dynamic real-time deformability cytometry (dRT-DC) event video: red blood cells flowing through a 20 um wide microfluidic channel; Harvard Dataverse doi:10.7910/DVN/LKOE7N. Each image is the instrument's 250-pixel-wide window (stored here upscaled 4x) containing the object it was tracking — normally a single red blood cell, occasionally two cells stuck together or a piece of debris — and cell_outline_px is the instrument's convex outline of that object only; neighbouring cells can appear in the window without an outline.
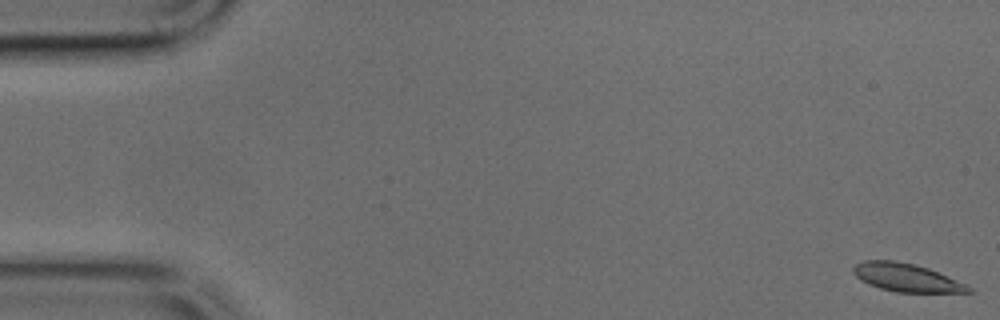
{"species": "common noctule bat (a hibernating species)", "species_latin": "Nyctalus noctula", "temperature_condition": "cold", "stored_images_in_passage": 11, "camera_frame_rate_fps": 3000, "um_per_image_px": 0.085, "animal": {"sex": "male", "body_mass_g": 17.9, "forearm_length_mm": 54.2}, "frame": {"image": 1, "passage_image": 1, "time_ms": 0.0, "image_size_px": [1000, 320], "cell_outline_px": [[972, 292], [896, 292], [880, 288], [868, 284], [860, 280], [852, 272], [852, 268], [856, 264], [864, 260], [896, 260], [916, 264], [928, 268], [968, 284], [972, 288]], "centroid_in_image_um": [77.04, 23.58], "position_along_channel_um": 8.0, "area_um2": 19.02}}